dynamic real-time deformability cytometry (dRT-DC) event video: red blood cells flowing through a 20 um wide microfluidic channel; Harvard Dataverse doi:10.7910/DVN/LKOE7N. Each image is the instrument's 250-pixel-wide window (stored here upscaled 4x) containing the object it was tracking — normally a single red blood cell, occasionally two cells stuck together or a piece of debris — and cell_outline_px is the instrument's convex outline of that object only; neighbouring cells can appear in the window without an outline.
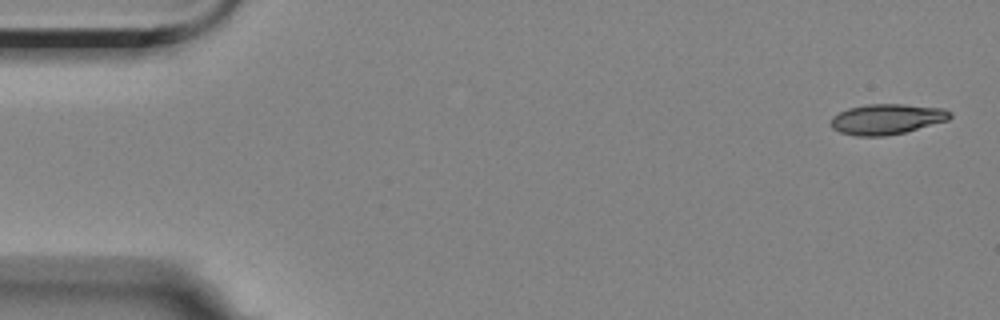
{"species": "Egyptian fruit bat (a non-hibernating species)", "species_latin": "Rousettus aegyptiacus", "temperature_condition": "room temperature", "stored_images_in_passage": 4, "camera_frame_rate_fps": 3000, "um_per_image_px": 0.085, "animal": {"sex": "female"}, "frame": {"image": 1, "passage_image": 1, "time_ms": 0.0, "image_size_px": [1000, 320], "cell_outline_px": [[952, 116], [948, 120], [904, 132], [884, 136], [856, 136], [840, 132], [832, 128], [828, 124], [832, 116], [848, 108], [868, 104], [904, 104], [944, 108], [952, 112]], "centroid_in_image_um": [75.36, 10.12], "position_along_channel_um": 9.6, "area_um2": 21.21}}
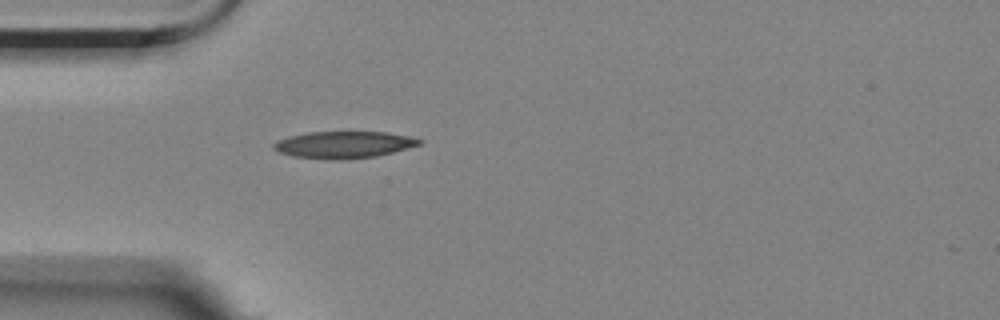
{"frame": {"image": 2, "passage_image": 4, "time_ms": 4.667, "image_size_px": [1000, 320], "cell_outline_px": [[424, 140], [420, 144], [392, 152], [376, 156], [340, 160], [324, 160], [292, 156], [280, 152], [272, 148], [272, 144], [276, 140], [288, 136], [308, 132], [388, 132], [408, 136]], "centroid_in_image_um": [29.16, 12.3], "position_along_channel_um": 55.8, "area_um2": 22.95}}